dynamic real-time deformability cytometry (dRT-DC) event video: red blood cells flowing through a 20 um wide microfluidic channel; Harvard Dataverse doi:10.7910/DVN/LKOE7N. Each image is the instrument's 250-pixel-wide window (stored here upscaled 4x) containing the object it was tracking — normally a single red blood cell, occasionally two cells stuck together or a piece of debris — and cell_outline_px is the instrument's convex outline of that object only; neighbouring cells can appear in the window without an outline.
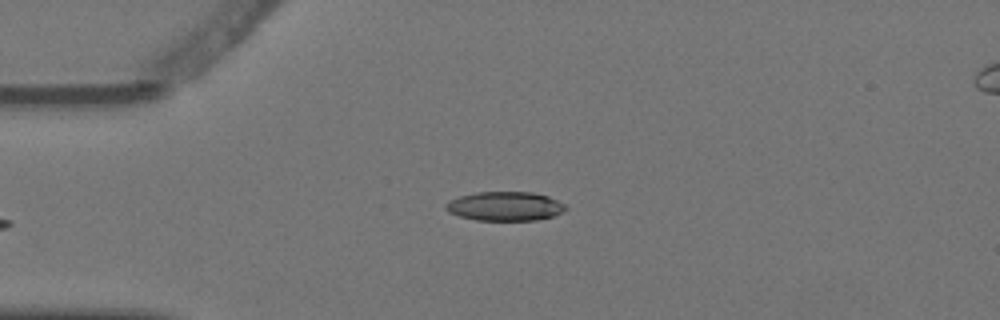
{"species": "Egyptian fruit bat (a non-hibernating species)", "species_latin": "Rousettus aegyptiacus", "temperature_condition": "warm", "stored_images_in_passage": 5, "camera_frame_rate_fps": 3000, "um_per_image_px": 0.085, "animal": {"sex": "female"}, "frame": {"image": 1, "passage_image": 5, "time_ms": 1.333, "image_size_px": [1000, 320], "cell_outline_px": [[568, 208], [564, 212], [552, 216], [536, 220], [476, 220], [460, 216], [448, 212], [444, 208], [444, 204], [448, 200], [460, 196], [476, 192], [532, 192], [548, 196], [564, 204]], "centroid_in_image_um": [42.9, 17.52], "position_along_channel_um": 42.1, "area_um2": 20.4}}